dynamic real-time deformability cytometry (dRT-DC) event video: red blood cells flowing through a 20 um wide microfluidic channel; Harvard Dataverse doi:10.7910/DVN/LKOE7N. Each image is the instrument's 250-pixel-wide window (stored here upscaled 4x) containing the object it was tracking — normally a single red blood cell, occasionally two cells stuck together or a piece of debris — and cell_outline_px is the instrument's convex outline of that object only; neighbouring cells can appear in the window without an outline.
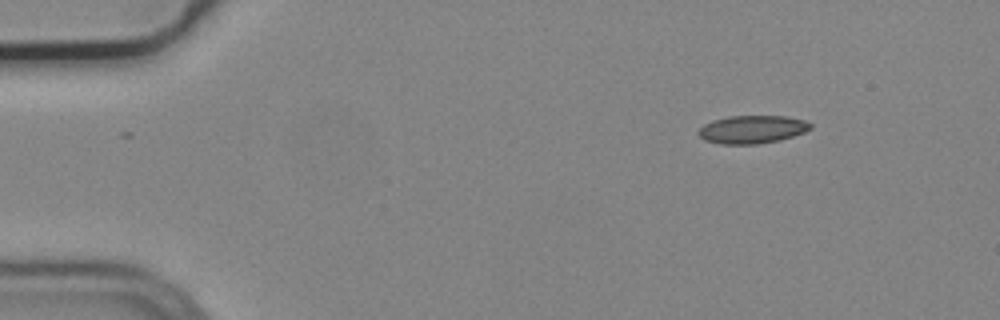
{"species": "common noctule bat (a hibernating species)", "species_latin": "Nyctalus noctula", "temperature_condition": "cold", "stored_images_in_passage": 4, "camera_frame_rate_fps": 3000, "um_per_image_px": 0.085, "animal": {"sex": "male", "body_mass_g": 19.2, "forearm_length_mm": 51.8}, "frame": {"image": 1, "passage_image": 1, "time_ms": 0.0, "image_size_px": [1000, 320], "cell_outline_px": [[812, 128], [804, 132], [780, 140], [756, 144], [720, 144], [704, 140], [700, 136], [700, 128], [704, 124], [712, 120], [728, 116], [784, 116], [804, 120], [812, 124]], "centroid_in_image_um": [63.94, 11.0], "position_along_channel_um": 21.1, "area_um2": 18.21}}
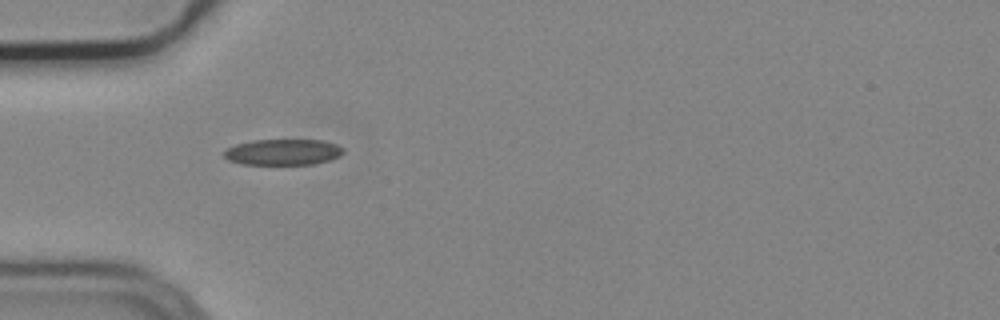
{"frame": {"image": 2, "passage_image": 3, "time_ms": 0.667, "image_size_px": [1000, 320], "cell_outline_px": [[344, 152], [340, 156], [332, 160], [312, 164], [240, 164], [228, 160], [224, 156], [224, 148], [236, 144], [252, 140], [324, 140], [336, 144], [344, 148]], "centroid_in_image_um": [24.06, 12.92], "position_along_channel_um": 60.9, "area_um2": 18.26}}
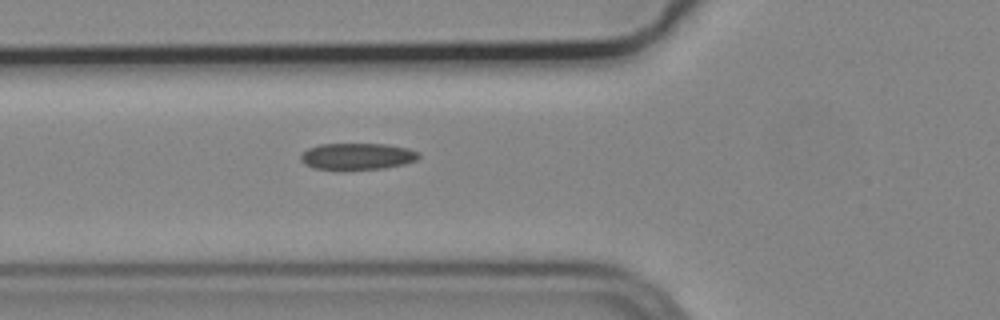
{"frame": {"image": 3, "passage_image": 4, "time_ms": 1.0, "image_size_px": [1000, 320], "cell_outline_px": [[420, 156], [416, 160], [404, 164], [384, 168], [312, 168], [304, 164], [300, 160], [300, 156], [308, 148], [320, 144], [388, 144], [408, 148], [420, 152]], "centroid_in_image_um": [30.39, 13.26], "position_along_channel_um": 95.4, "area_um2": 17.98}}